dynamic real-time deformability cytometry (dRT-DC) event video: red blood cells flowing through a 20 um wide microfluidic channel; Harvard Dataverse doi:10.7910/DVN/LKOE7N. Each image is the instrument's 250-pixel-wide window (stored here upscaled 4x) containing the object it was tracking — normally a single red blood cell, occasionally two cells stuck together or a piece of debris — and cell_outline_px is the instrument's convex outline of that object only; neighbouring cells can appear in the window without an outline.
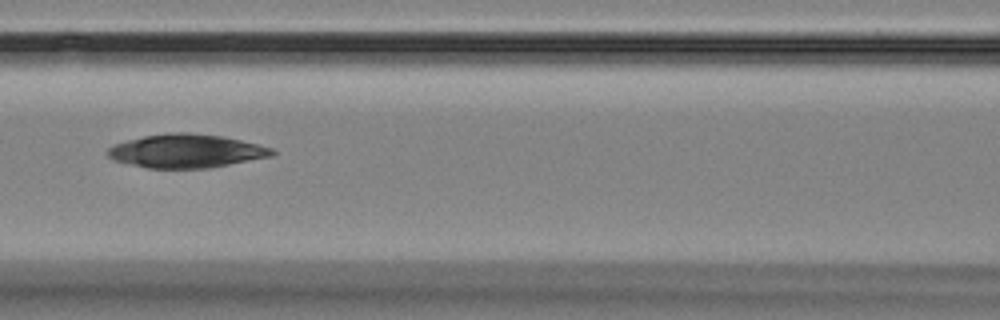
{"species": "Egyptian fruit bat (a non-hibernating species)", "species_latin": "Rousettus aegyptiacus", "temperature_condition": "room temperature", "stored_images_in_passage": 7, "camera_frame_rate_fps": 3000, "um_per_image_px": 0.085, "animal": {"sex": "female"}, "frame": {"image": 1, "passage_image": 6, "time_ms": 7.667, "image_size_px": [1000, 320], "cell_outline_px": [[276, 152], [272, 156], [208, 168], [148, 168], [112, 160], [108, 156], [108, 148], [112, 144], [144, 136], [172, 132], [188, 132], [224, 136], [272, 148]], "centroid_in_image_um": [15.81, 12.83], "position_along_channel_um": 150.8, "area_um2": 32.02}}
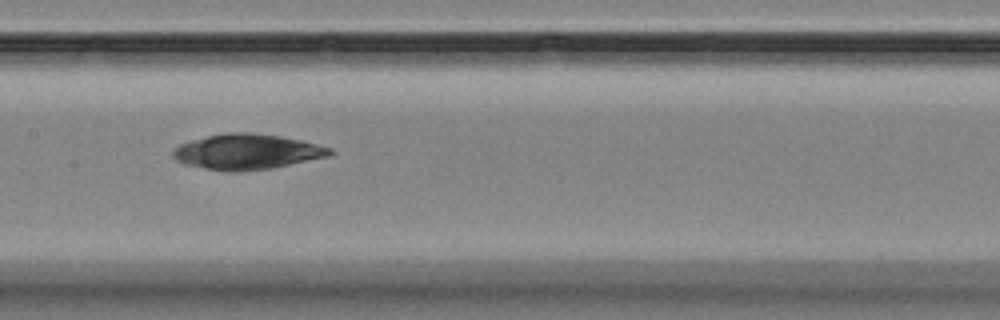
{"frame": {"image": 2, "passage_image": 7, "time_ms": 8.667, "image_size_px": [1000, 320], "cell_outline_px": [[336, 152], [328, 156], [272, 168], [236, 172], [232, 172], [204, 168], [184, 164], [176, 160], [172, 156], [172, 152], [180, 144], [192, 140], [208, 136], [228, 132], [252, 132], [280, 136], [300, 140], [332, 148]], "centroid_in_image_um": [21.0, 12.9], "position_along_channel_um": 186.4, "area_um2": 32.19}}